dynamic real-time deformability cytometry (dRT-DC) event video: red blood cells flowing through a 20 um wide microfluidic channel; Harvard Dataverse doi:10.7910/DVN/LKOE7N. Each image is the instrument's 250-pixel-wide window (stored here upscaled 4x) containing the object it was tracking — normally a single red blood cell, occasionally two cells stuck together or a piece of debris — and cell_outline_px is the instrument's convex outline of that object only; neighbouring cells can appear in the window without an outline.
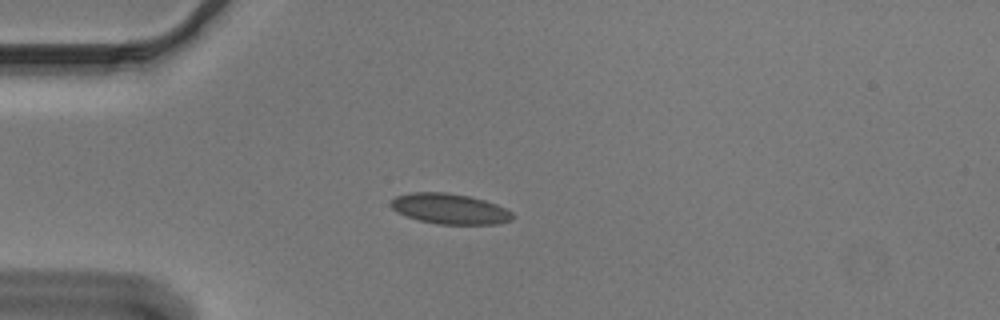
{"species": "Egyptian fruit bat (a non-hibernating species)", "species_latin": "Rousettus aegyptiacus", "temperature_condition": "cold", "stored_images_in_passage": 41, "camera_frame_rate_fps": 3000, "um_per_image_px": 0.085, "animal": {"sex": "male"}, "frame": {"image": 1, "passage_image": 1, "time_ms": 0.0, "image_size_px": [1000, 320], "cell_outline_px": [[516, 216], [512, 220], [496, 224], [440, 224], [420, 220], [396, 212], [388, 204], [396, 196], [412, 192], [448, 192], [472, 196], [496, 204], [512, 212]], "centroid_in_image_um": [38.24, 17.74], "position_along_channel_um": 46.8, "area_um2": 21.68}}
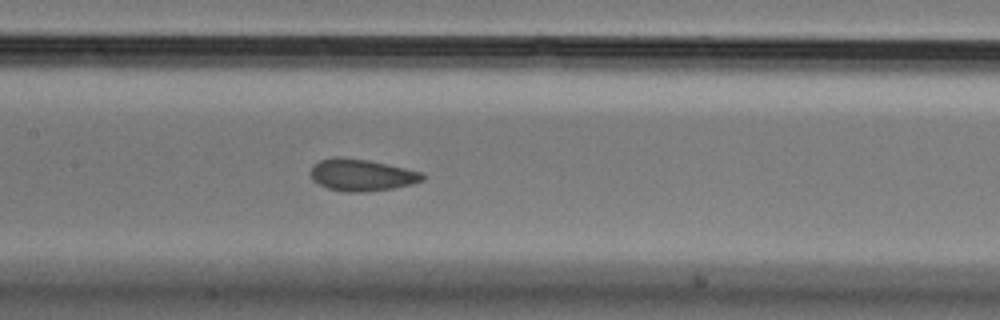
{"frame": {"image": 2, "passage_image": 13, "time_ms": 4.0, "image_size_px": [1000, 320], "cell_outline_px": [[424, 180], [412, 184], [392, 188], [360, 192], [344, 192], [328, 188], [312, 180], [312, 164], [320, 160], [332, 156], [344, 156], [368, 160], [424, 172]], "centroid_in_image_um": [30.73, 14.85], "position_along_channel_um": 176.7, "area_um2": 20.87}}
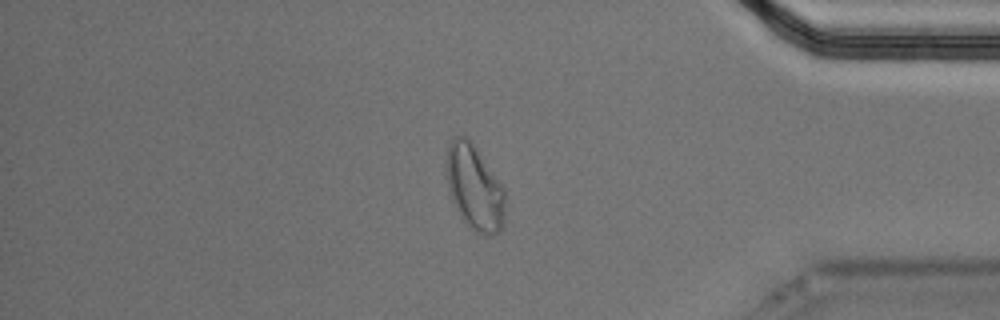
{"frame": {"image": 3, "passage_image": 33, "time_ms": 10.667, "image_size_px": [1000, 320], "cell_outline_px": [[504, 224], [492, 236], [468, 228], [460, 216], [452, 200], [448, 188], [444, 164], [448, 144], [456, 136], [464, 136], [476, 148], [504, 188]], "centroid_in_image_um": [40.29, 15.94], "position_along_channel_um": 394.9, "area_um2": 29.02}, "authors_computed_cell_mechanics": {"area_um2": 21.2126, "velocity_mm_per_s": 3.6537, "shape_relaxation_time_tau1_ms": null, "shape_relaxation_time_tau2_ms": 1.3384, "deformation_change_tau1": null, "deformation_change_tau2": 0.0454}}